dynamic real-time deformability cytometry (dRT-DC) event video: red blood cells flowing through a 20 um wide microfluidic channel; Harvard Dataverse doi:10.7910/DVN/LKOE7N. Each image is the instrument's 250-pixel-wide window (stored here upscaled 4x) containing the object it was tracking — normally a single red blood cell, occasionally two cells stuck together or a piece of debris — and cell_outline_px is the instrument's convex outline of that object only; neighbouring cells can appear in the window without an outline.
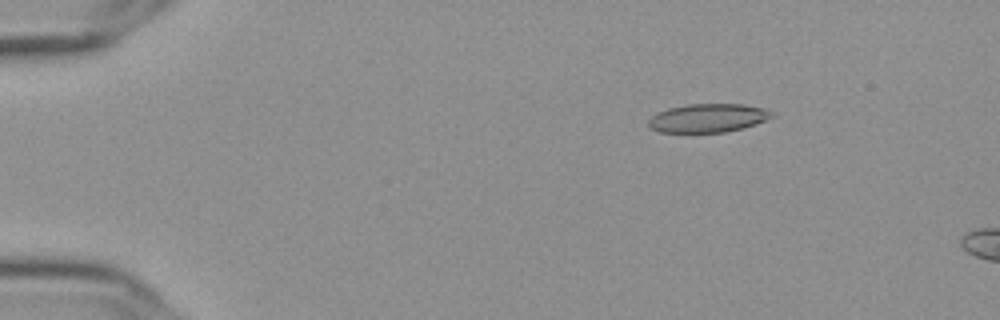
{"species": "Egyptian fruit bat (a non-hibernating species)", "species_latin": "Rousettus aegyptiacus", "temperature_condition": "cold", "stored_images_in_passage": 9, "camera_frame_rate_fps": 3000, "um_per_image_px": 0.085, "frame": {"image": 1, "passage_image": 4, "time_ms": 1.0, "image_size_px": [1000, 320], "cell_outline_px": [[772, 116], [756, 124], [724, 132], [660, 132], [652, 128], [648, 124], [648, 120], [656, 112], [668, 108], [688, 104], [744, 104], [764, 108], [772, 112]], "centroid_in_image_um": [60.14, 10.02], "position_along_channel_um": 24.9, "area_um2": 20.35}}